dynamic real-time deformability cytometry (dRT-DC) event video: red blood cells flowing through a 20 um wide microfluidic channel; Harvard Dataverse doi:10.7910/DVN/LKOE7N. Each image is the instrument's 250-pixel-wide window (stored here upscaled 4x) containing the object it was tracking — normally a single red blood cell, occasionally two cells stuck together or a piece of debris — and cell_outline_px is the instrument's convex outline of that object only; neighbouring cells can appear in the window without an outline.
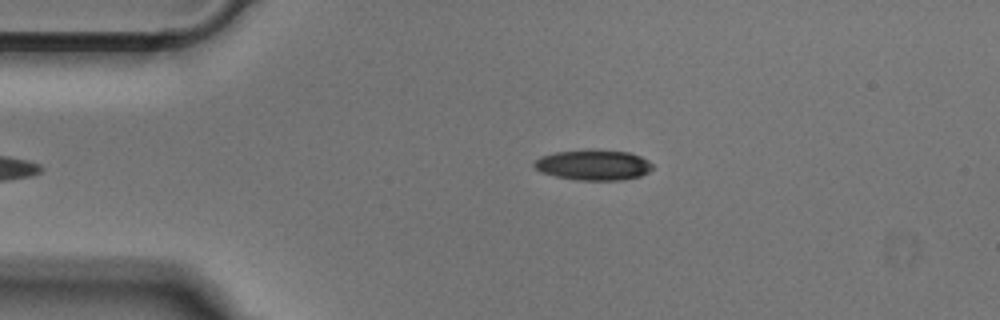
{"species": "Egyptian fruit bat (a non-hibernating species)", "species_latin": "Rousettus aegyptiacus", "temperature_condition": "cold", "stored_images_in_passage": 36, "camera_frame_rate_fps": 3000, "um_per_image_px": 0.085, "animal": {"sex": "male"}, "frame": {"image": 1, "passage_image": 1, "time_ms": 0.0, "image_size_px": [1000, 320], "cell_outline_px": [[652, 168], [648, 172], [640, 176], [624, 180], [576, 180], [556, 176], [540, 172], [532, 164], [540, 156], [556, 152], [592, 148], [596, 148], [628, 152], [640, 156], [648, 160], [652, 164]], "centroid_in_image_um": [50.44, 14.0], "position_along_channel_um": 34.6, "area_um2": 21.33}}
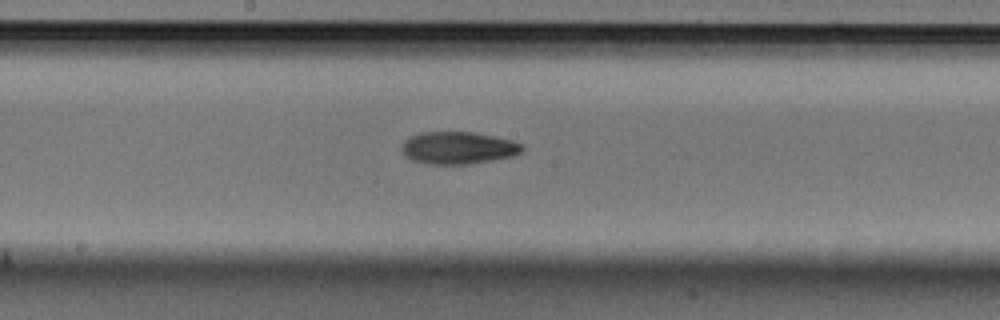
{"frame": {"image": 2, "passage_image": 17, "time_ms": 5.333, "image_size_px": [1000, 320], "cell_outline_px": [[524, 148], [516, 156], [472, 164], [428, 164], [412, 160], [400, 148], [404, 140], [420, 132], [472, 132], [512, 140], [524, 144]], "centroid_in_image_um": [38.98, 12.57], "position_along_channel_um": 209.2, "area_um2": 22.77}}
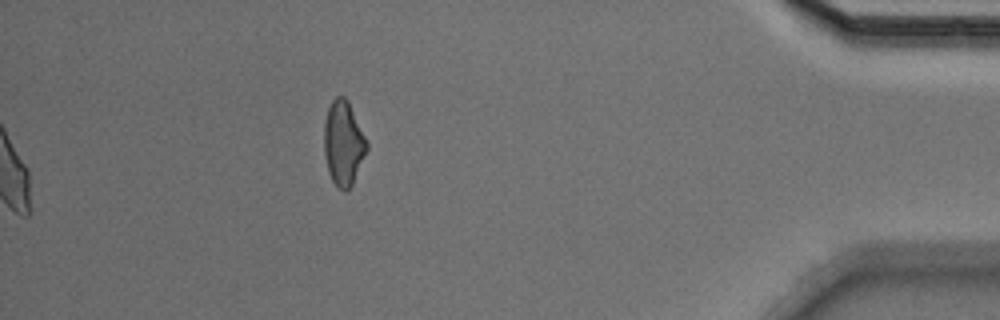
{"frame": {"image": 3, "passage_image": 36, "time_ms": 11.667, "image_size_px": [1000, 320], "cell_outline_px": [[368, 148], [352, 184], [344, 192], [336, 188], [328, 172], [324, 152], [324, 124], [328, 108], [332, 100], [336, 96], [344, 96], [348, 100], [368, 144]], "centroid_in_image_um": [29.17, 12.18], "position_along_channel_um": 406.0, "area_um2": 20.92}}